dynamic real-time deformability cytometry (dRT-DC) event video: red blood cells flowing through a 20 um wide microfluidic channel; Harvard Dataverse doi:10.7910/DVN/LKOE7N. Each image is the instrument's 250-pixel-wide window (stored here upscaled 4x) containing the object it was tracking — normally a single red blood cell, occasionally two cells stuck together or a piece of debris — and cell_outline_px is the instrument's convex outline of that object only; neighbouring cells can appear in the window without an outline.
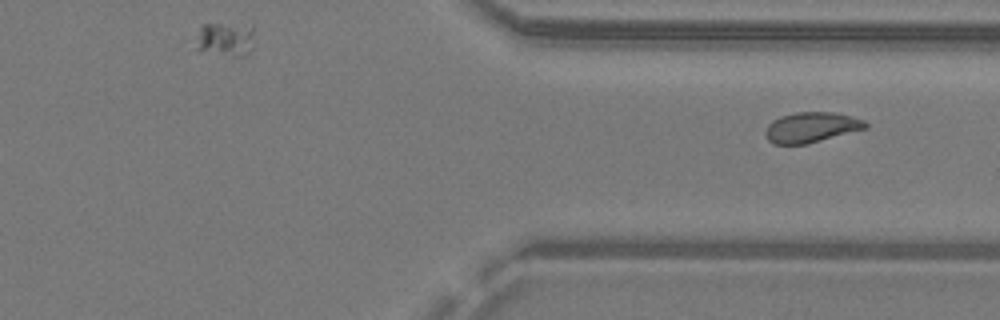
{"species": "common noctule bat (a hibernating species)", "species_latin": "Nyctalus noctula", "temperature_condition": "warm", "stored_images_in_passage": 30, "segment_of_instrument_passage": [2, 2], "camera_frame_rate_fps": 3000, "um_per_image_px": 0.085, "animal": {"sex": "male", "body_mass_g": 19.2, "forearm_length_mm": 51.8}, "frame": {"image": 1, "passage_image": 30, "time_ms": 9.667, "image_size_px": [1000, 320], "cell_outline_px": [[868, 128], [808, 144], [772, 144], [768, 140], [764, 132], [768, 124], [772, 120], [780, 116], [796, 112], [836, 112], [852, 116], [864, 120], [868, 124]], "centroid_in_image_um": [68.97, 10.82], "position_along_channel_um": 342.4, "area_um2": 17.92}}